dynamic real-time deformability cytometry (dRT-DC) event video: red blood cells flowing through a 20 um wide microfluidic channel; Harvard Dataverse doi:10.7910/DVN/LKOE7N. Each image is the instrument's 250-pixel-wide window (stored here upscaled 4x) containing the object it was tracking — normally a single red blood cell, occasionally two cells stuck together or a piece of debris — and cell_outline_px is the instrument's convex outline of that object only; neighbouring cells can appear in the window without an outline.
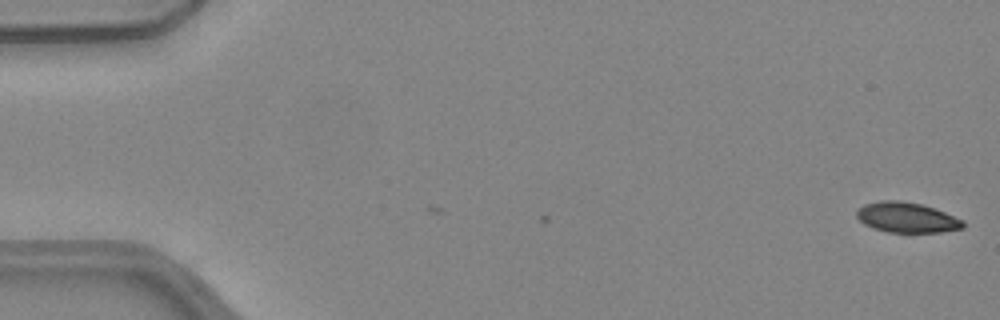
{"species": "common noctule bat (a hibernating species)", "species_latin": "Nyctalus noctula", "temperature_condition": "warm", "stored_images_in_passage": 2, "camera_frame_rate_fps": 3000, "um_per_image_px": 0.085, "animal": {"sex": "female", "body_mass_g": 24.6, "forearm_length_mm": 56.2}, "frame": {"image": 1, "passage_image": 2, "time_ms": 0.333, "image_size_px": [1000, 320], "cell_outline_px": [[964, 228], [940, 232], [908, 236], [888, 232], [872, 228], [864, 224], [856, 216], [856, 212], [864, 204], [880, 200], [900, 200], [920, 204], [944, 212], [964, 220]], "centroid_in_image_um": [77.08, 18.54], "position_along_channel_um": 7.9, "area_um2": 19.42}}